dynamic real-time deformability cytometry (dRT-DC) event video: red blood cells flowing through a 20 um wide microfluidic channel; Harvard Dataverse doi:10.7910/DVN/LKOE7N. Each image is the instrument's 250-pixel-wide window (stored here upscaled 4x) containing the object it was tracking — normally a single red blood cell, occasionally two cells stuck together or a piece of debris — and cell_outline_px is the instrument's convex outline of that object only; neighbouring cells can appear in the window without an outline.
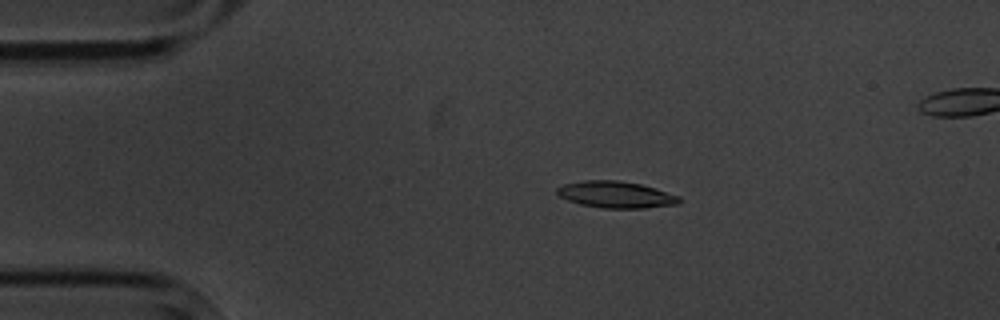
{"species": "common noctule bat (a hibernating species)", "species_latin": "Nyctalus noctula", "temperature_condition": "cold", "stored_images_in_passage": 4, "segment_of_instrument_passage": [1, 2], "camera_frame_rate_fps": 3000, "um_per_image_px": 0.085, "animal": {"sex": "male", "body_mass_g": 20.1, "forearm_length_mm": 53.5}, "frame": {"image": 1, "passage_image": 2, "time_ms": 1.333, "image_size_px": [1000, 320], "cell_outline_px": [[680, 204], [644, 208], [604, 208], [580, 204], [568, 200], [560, 196], [556, 192], [556, 188], [564, 184], [584, 180], [616, 180], [640, 184], [656, 188], [680, 196]], "centroid_in_image_um": [52.37, 16.54], "position_along_channel_um": 32.6, "area_um2": 18.96}}